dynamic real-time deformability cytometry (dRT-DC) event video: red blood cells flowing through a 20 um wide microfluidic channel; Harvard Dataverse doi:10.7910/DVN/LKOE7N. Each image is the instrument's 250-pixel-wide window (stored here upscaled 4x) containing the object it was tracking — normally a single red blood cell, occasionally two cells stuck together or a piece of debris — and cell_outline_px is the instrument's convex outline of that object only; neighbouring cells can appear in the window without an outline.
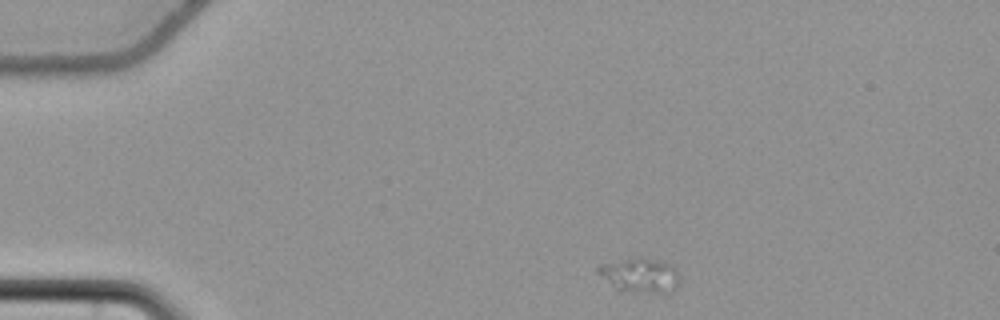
{"species": "common noctule bat (a hibernating species)", "species_latin": "Nyctalus noctula", "temperature_condition": "cold", "stored_images_in_passage": 48, "camera_frame_rate_fps": 3000, "um_per_image_px": 0.085, "animal": {"sex": "female", "body_mass_g": 22.7, "forearm_length_mm": 54.2}, "frame": {"image": 1, "passage_image": 1, "time_ms": 0.0, "image_size_px": [1000, 320], "cell_outline_px": [[680, 284], [668, 296], [616, 288], [596, 272], [596, 268], [600, 264], [636, 256], [640, 256], [660, 260], [676, 268], [680, 280]], "centroid_in_image_um": [54.48, 23.4], "position_along_channel_um": 30.5, "area_um2": 16.88}}
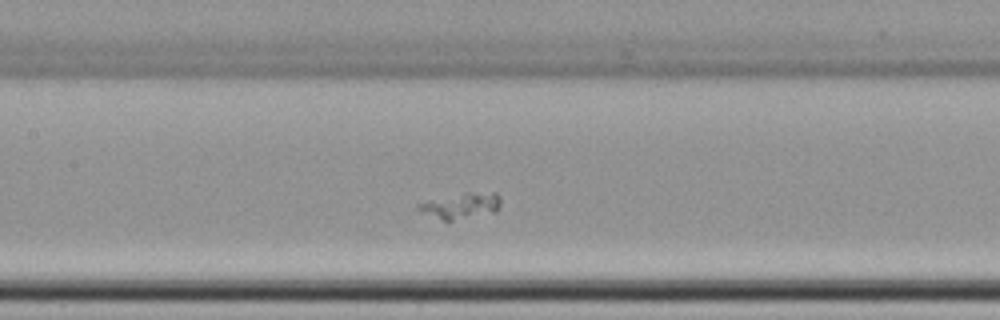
{"frame": {"image": 2, "passage_image": 18, "time_ms": 5.667, "image_size_px": [1000, 320], "cell_outline_px": [[500, 208], [496, 212], [452, 220], [444, 220], [416, 208], [416, 204], [464, 192], [496, 192], [500, 196]], "centroid_in_image_um": [39.28, 17.46], "position_along_channel_um": 168.1, "area_um2": 12.08}}
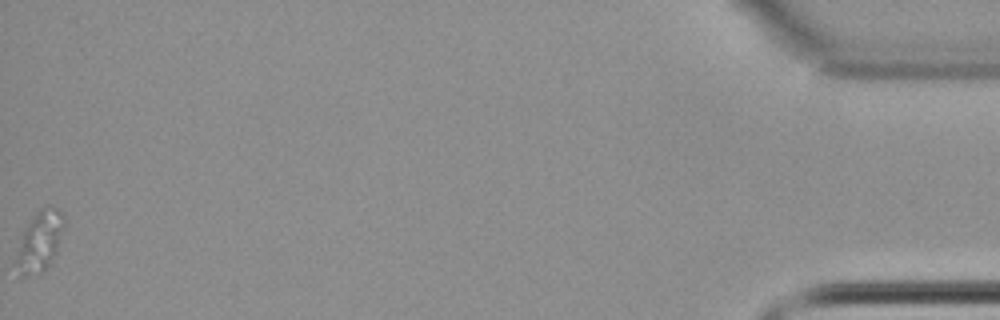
{"frame": {"image": 3, "passage_image": 48, "time_ms": 15.667, "image_size_px": [1000, 320], "cell_outline_px": [[64, 224], [56, 252], [48, 264], [40, 272], [20, 276], [12, 264], [12, 260], [24, 232], [28, 224], [36, 212], [44, 208], [56, 208], [60, 212], [64, 220]], "centroid_in_image_um": [3.3, 20.56], "position_along_channel_um": 431.9, "area_um2": 16.36}}